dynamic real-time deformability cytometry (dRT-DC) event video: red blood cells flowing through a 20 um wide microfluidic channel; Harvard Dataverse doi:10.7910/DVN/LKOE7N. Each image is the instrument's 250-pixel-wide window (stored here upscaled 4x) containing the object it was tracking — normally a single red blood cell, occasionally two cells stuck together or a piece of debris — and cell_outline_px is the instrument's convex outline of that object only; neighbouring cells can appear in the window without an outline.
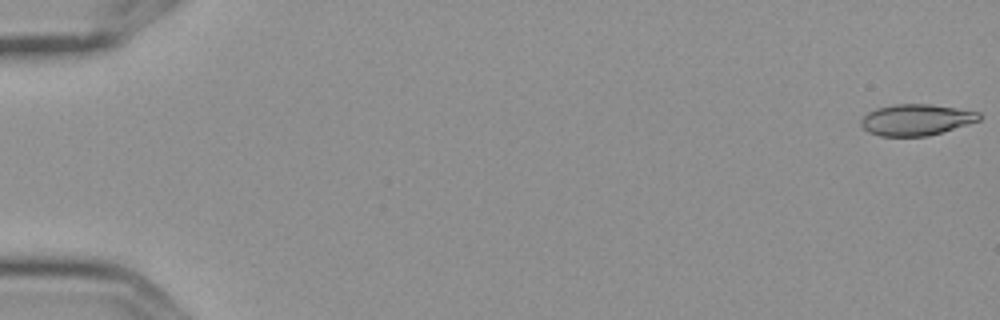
{"species": "Egyptian fruit bat (a non-hibernating species)", "species_latin": "Rousettus aegyptiacus", "temperature_condition": "cold", "stored_images_in_passage": 5, "camera_frame_rate_fps": 3000, "um_per_image_px": 0.085, "frame": {"image": 1, "passage_image": 1, "time_ms": 0.0, "image_size_px": [1000, 320], "cell_outline_px": [[980, 120], [968, 124], [928, 136], [880, 136], [868, 132], [860, 124], [860, 120], [868, 112], [876, 108], [896, 104], [928, 104], [956, 108], [980, 112]], "centroid_in_image_um": [77.85, 10.18], "position_along_channel_um": 7.1, "area_um2": 21.39}}
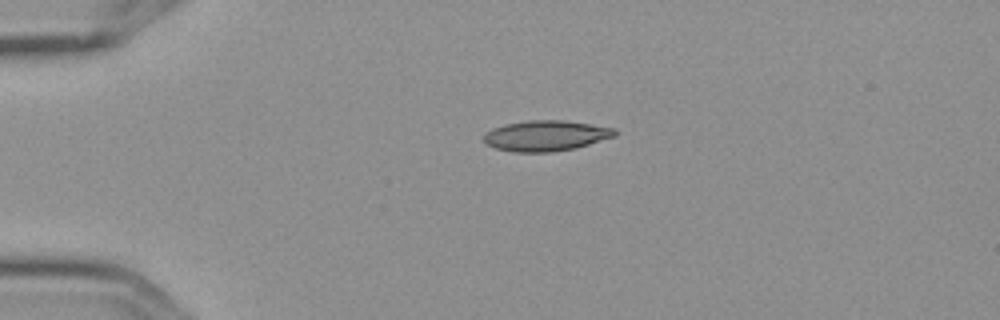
{"frame": {"image": 2, "passage_image": 4, "time_ms": 1.0, "image_size_px": [1000, 320], "cell_outline_px": [[616, 136], [576, 148], [552, 152], [512, 152], [496, 148], [488, 144], [484, 140], [484, 136], [492, 128], [508, 124], [528, 120], [564, 120], [616, 128]], "centroid_in_image_um": [46.44, 11.54], "position_along_channel_um": 38.6, "area_um2": 23.24}}